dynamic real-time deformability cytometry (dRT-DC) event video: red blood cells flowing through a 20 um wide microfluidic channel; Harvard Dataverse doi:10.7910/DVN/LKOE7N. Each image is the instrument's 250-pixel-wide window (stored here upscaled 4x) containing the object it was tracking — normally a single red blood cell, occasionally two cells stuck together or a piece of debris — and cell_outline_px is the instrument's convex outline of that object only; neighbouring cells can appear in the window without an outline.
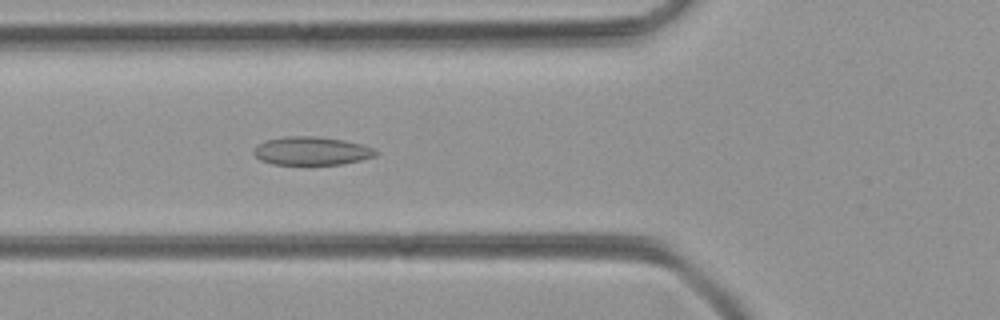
{"species": "common noctule bat (a hibernating species)", "species_latin": "Nyctalus noctula", "temperature_condition": "room temperature", "stored_images_in_passage": 52, "camera_frame_rate_fps": 3000, "um_per_image_px": 0.085, "animal": {"sex": "female", "body_mass_g": 21.9}, "frame": {"image": 1, "passage_image": 19, "time_ms": 6.0, "image_size_px": [1000, 320], "cell_outline_px": [[376, 156], [360, 160], [340, 164], [308, 168], [272, 164], [260, 160], [252, 152], [256, 144], [268, 140], [284, 136], [312, 136], [344, 140], [360, 144], [372, 148], [376, 152]], "centroid_in_image_um": [26.41, 12.88], "position_along_channel_um": 99.4, "area_um2": 20.92}}
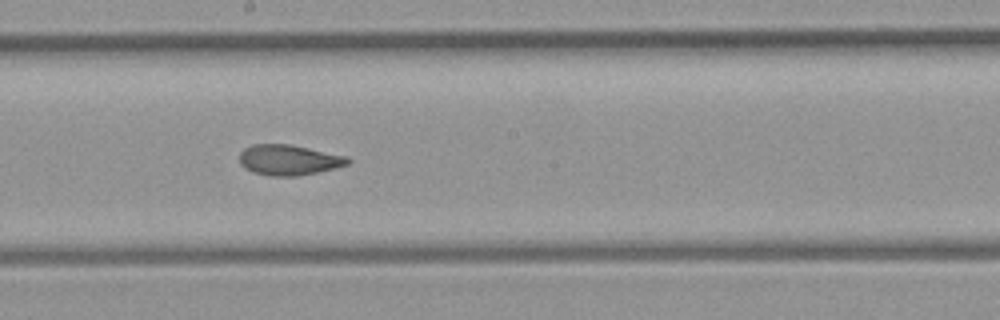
{"frame": {"image": 2, "passage_image": 28, "time_ms": 9.0, "image_size_px": [1000, 320], "cell_outline_px": [[352, 160], [348, 164], [316, 172], [296, 176], [272, 176], [252, 172], [244, 168], [240, 164], [240, 152], [244, 148], [252, 144], [288, 144], [348, 156]], "centroid_in_image_um": [24.52, 13.59], "position_along_channel_um": 223.7, "area_um2": 19.13}}
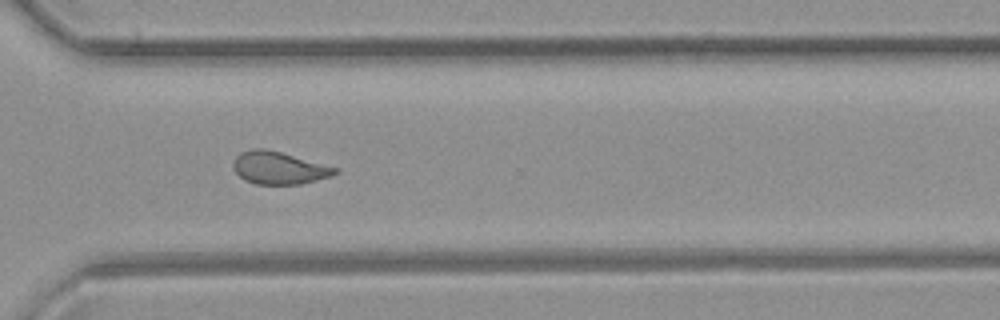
{"frame": {"image": 3, "passage_image": 37, "time_ms": 12.0, "image_size_px": [1000, 320], "cell_outline_px": [[340, 172], [332, 176], [300, 184], [256, 184], [244, 180], [232, 168], [232, 164], [236, 156], [240, 152], [252, 148], [264, 148], [280, 152], [340, 168]], "centroid_in_image_um": [23.72, 14.27], "position_along_channel_um": 346.9, "area_um2": 19.42}}